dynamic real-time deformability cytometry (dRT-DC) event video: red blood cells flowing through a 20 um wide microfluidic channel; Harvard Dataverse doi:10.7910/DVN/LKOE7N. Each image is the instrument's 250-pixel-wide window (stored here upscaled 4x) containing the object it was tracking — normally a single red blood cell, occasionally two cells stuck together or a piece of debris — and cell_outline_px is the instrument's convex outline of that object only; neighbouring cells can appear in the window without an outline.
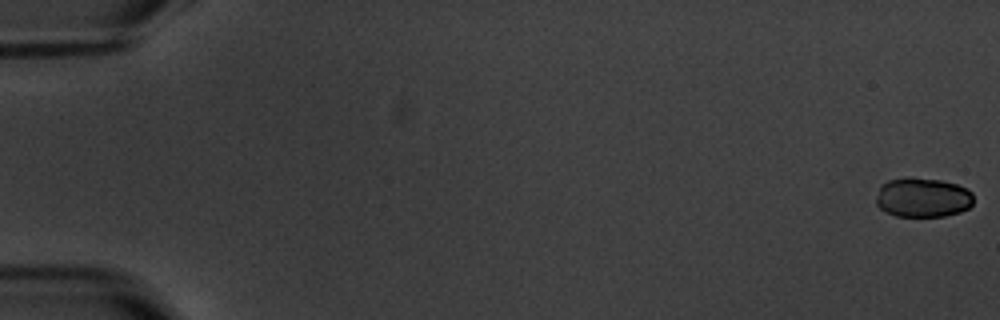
{"species": "common noctule bat (a hibernating species)", "species_latin": "Nyctalus noctula", "temperature_condition": "warm", "stored_images_in_passage": 8, "camera_frame_rate_fps": 3000, "um_per_image_px": 0.085, "animal": {"sex": "male", "body_mass_g": 20.1, "forearm_length_mm": 53.5}, "frame": {"image": 1, "passage_image": 1, "time_ms": 0.0, "image_size_px": [1000, 320], "cell_outline_px": [[972, 204], [968, 208], [960, 212], [944, 216], [896, 216], [884, 212], [876, 204], [876, 196], [880, 184], [888, 180], [908, 176], [940, 180], [956, 184], [968, 188], [972, 192]], "centroid_in_image_um": [78.4, 16.77], "position_along_channel_um": 6.6, "area_um2": 22.77}}
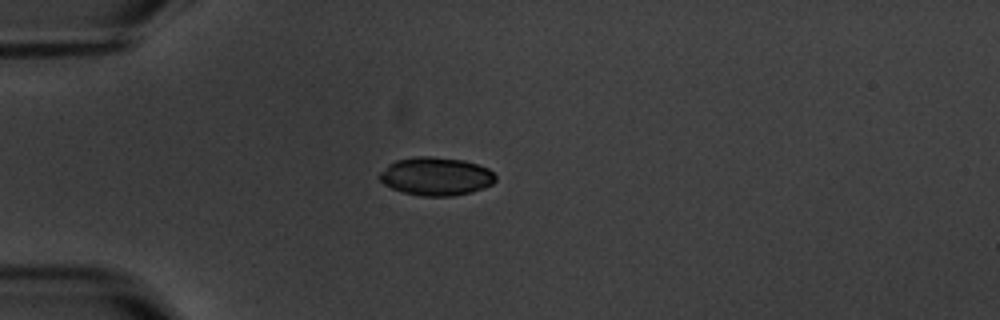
{"frame": {"image": 2, "passage_image": 5, "time_ms": 5.333, "image_size_px": [1000, 320], "cell_outline_px": [[496, 180], [492, 184], [484, 188], [472, 192], [452, 196], [420, 196], [404, 192], [392, 188], [384, 184], [376, 176], [388, 164], [396, 160], [416, 156], [432, 156], [464, 160], [488, 168], [496, 176]], "centroid_in_image_um": [37.04, 14.98], "position_along_channel_um": 48.0, "area_um2": 26.01}}